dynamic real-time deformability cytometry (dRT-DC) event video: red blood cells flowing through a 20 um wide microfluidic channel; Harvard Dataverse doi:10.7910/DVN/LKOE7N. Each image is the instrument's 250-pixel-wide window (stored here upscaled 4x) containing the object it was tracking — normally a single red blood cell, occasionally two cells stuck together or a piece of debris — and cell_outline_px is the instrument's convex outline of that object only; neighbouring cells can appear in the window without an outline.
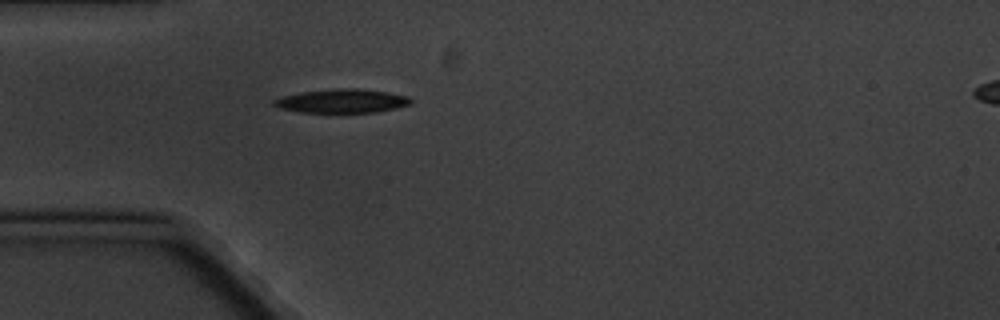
{"species": "common noctule bat (a hibernating species)", "species_latin": "Nyctalus noctula", "temperature_condition": "cold", "stored_images_in_passage": 1, "camera_frame_rate_fps": 3000, "um_per_image_px": 0.085, "animal": {"sex": "male", "body_mass_g": 20.1, "forearm_length_mm": 53.5}, "frame": {"image": 1, "passage_image": 1, "time_ms": 0.0, "image_size_px": [1000, 320], "cell_outline_px": [[412, 104], [396, 108], [376, 112], [300, 112], [280, 108], [272, 104], [272, 100], [280, 96], [300, 92], [336, 88], [356, 88], [388, 92], [408, 96], [412, 100]], "centroid_in_image_um": [29.05, 8.57], "position_along_channel_um": 55.9, "area_um2": 19.07}}